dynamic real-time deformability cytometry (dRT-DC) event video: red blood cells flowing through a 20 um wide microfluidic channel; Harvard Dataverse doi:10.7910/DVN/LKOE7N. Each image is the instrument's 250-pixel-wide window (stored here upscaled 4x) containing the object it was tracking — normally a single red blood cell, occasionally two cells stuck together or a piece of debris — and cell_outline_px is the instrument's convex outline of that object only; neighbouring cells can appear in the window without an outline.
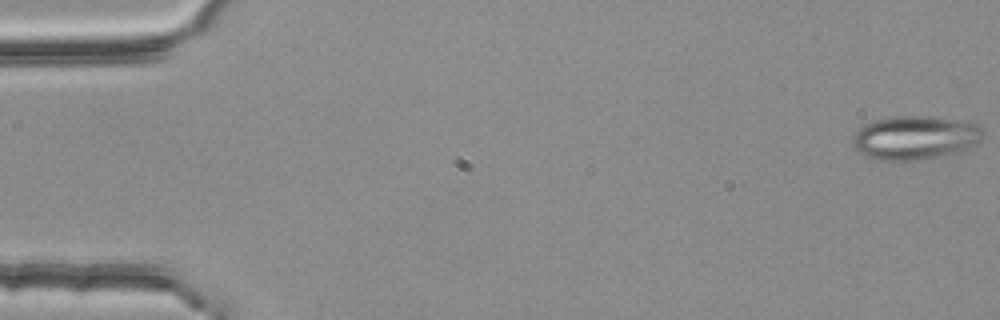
{"species": "common noctule bat (a hibernating species)", "species_latin": "Nyctalus noctula", "temperature_condition": "room temperature", "stored_images_in_passage": 54, "segment_of_instrument_passage": [1, 2], "camera_frame_rate_fps": 3000, "um_per_image_px": 0.085, "animal": {"sex": "female", "body_mass_g": 25.1}, "frame": {"image": 1, "passage_image": 1, "time_ms": 0.0, "image_size_px": [1000, 320], "cell_outline_px": [[984, 136], [976, 144], [956, 152], [916, 160], [876, 160], [864, 156], [852, 144], [852, 136], [864, 124], [872, 120], [892, 116], [936, 116], [976, 124], [984, 132]], "centroid_in_image_um": [77.73, 11.68], "position_along_channel_um": 7.3, "area_um2": 33.18}}